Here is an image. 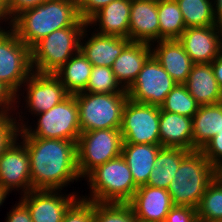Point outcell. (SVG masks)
<instances>
[{"mask_svg": "<svg viewBox=\"0 0 222 222\" xmlns=\"http://www.w3.org/2000/svg\"><path fill=\"white\" fill-rule=\"evenodd\" d=\"M30 157L33 190H59L78 180L77 142L63 139L21 137Z\"/></svg>", "mask_w": 222, "mask_h": 222, "instance_id": "cell-1", "label": "cell"}, {"mask_svg": "<svg viewBox=\"0 0 222 222\" xmlns=\"http://www.w3.org/2000/svg\"><path fill=\"white\" fill-rule=\"evenodd\" d=\"M11 29L30 49L55 30L67 27H87L81 20L76 0H46L34 8L19 13Z\"/></svg>", "mask_w": 222, "mask_h": 222, "instance_id": "cell-2", "label": "cell"}, {"mask_svg": "<svg viewBox=\"0 0 222 222\" xmlns=\"http://www.w3.org/2000/svg\"><path fill=\"white\" fill-rule=\"evenodd\" d=\"M216 178V168L200 150L191 151L182 161L168 185L174 206L197 209L208 185Z\"/></svg>", "mask_w": 222, "mask_h": 222, "instance_id": "cell-3", "label": "cell"}, {"mask_svg": "<svg viewBox=\"0 0 222 222\" xmlns=\"http://www.w3.org/2000/svg\"><path fill=\"white\" fill-rule=\"evenodd\" d=\"M87 179L91 196L83 198L98 203H128L138 188L122 155L98 166Z\"/></svg>", "mask_w": 222, "mask_h": 222, "instance_id": "cell-4", "label": "cell"}, {"mask_svg": "<svg viewBox=\"0 0 222 222\" xmlns=\"http://www.w3.org/2000/svg\"><path fill=\"white\" fill-rule=\"evenodd\" d=\"M86 27H67L53 31L31 48L33 72L54 74L80 51Z\"/></svg>", "mask_w": 222, "mask_h": 222, "instance_id": "cell-5", "label": "cell"}, {"mask_svg": "<svg viewBox=\"0 0 222 222\" xmlns=\"http://www.w3.org/2000/svg\"><path fill=\"white\" fill-rule=\"evenodd\" d=\"M75 97L81 132L121 128L127 93L81 92L75 94Z\"/></svg>", "mask_w": 222, "mask_h": 222, "instance_id": "cell-6", "label": "cell"}, {"mask_svg": "<svg viewBox=\"0 0 222 222\" xmlns=\"http://www.w3.org/2000/svg\"><path fill=\"white\" fill-rule=\"evenodd\" d=\"M37 115L39 118L36 130L31 129L30 126L22 122H16L19 129L17 136L63 139L78 142L81 128L75 95H68L49 111Z\"/></svg>", "mask_w": 222, "mask_h": 222, "instance_id": "cell-7", "label": "cell"}, {"mask_svg": "<svg viewBox=\"0 0 222 222\" xmlns=\"http://www.w3.org/2000/svg\"><path fill=\"white\" fill-rule=\"evenodd\" d=\"M123 136L120 128L81 132L77 142V168L80 178L98 166L121 155Z\"/></svg>", "mask_w": 222, "mask_h": 222, "instance_id": "cell-8", "label": "cell"}, {"mask_svg": "<svg viewBox=\"0 0 222 222\" xmlns=\"http://www.w3.org/2000/svg\"><path fill=\"white\" fill-rule=\"evenodd\" d=\"M0 28V81L18 97L21 85L33 73L31 49L10 28Z\"/></svg>", "mask_w": 222, "mask_h": 222, "instance_id": "cell-9", "label": "cell"}, {"mask_svg": "<svg viewBox=\"0 0 222 222\" xmlns=\"http://www.w3.org/2000/svg\"><path fill=\"white\" fill-rule=\"evenodd\" d=\"M160 107L128 98L122 116L123 143L160 144Z\"/></svg>", "mask_w": 222, "mask_h": 222, "instance_id": "cell-10", "label": "cell"}, {"mask_svg": "<svg viewBox=\"0 0 222 222\" xmlns=\"http://www.w3.org/2000/svg\"><path fill=\"white\" fill-rule=\"evenodd\" d=\"M176 84L173 78L151 55L126 92L128 98L132 101L160 107Z\"/></svg>", "mask_w": 222, "mask_h": 222, "instance_id": "cell-11", "label": "cell"}, {"mask_svg": "<svg viewBox=\"0 0 222 222\" xmlns=\"http://www.w3.org/2000/svg\"><path fill=\"white\" fill-rule=\"evenodd\" d=\"M18 136L0 156V185L8 192L23 189L32 191L30 157L26 146L17 142ZM20 144V145H19ZM19 188V189H18Z\"/></svg>", "mask_w": 222, "mask_h": 222, "instance_id": "cell-12", "label": "cell"}, {"mask_svg": "<svg viewBox=\"0 0 222 222\" xmlns=\"http://www.w3.org/2000/svg\"><path fill=\"white\" fill-rule=\"evenodd\" d=\"M58 192L45 189L23 194L20 201L28 208L32 222H62L65 212L77 199V195L72 193L64 196Z\"/></svg>", "mask_w": 222, "mask_h": 222, "instance_id": "cell-13", "label": "cell"}, {"mask_svg": "<svg viewBox=\"0 0 222 222\" xmlns=\"http://www.w3.org/2000/svg\"><path fill=\"white\" fill-rule=\"evenodd\" d=\"M178 41L194 64L211 63L222 52V27L186 28Z\"/></svg>", "mask_w": 222, "mask_h": 222, "instance_id": "cell-14", "label": "cell"}, {"mask_svg": "<svg viewBox=\"0 0 222 222\" xmlns=\"http://www.w3.org/2000/svg\"><path fill=\"white\" fill-rule=\"evenodd\" d=\"M24 84L27 87L26 106L35 115L49 111L69 95L54 74L33 72Z\"/></svg>", "mask_w": 222, "mask_h": 222, "instance_id": "cell-15", "label": "cell"}, {"mask_svg": "<svg viewBox=\"0 0 222 222\" xmlns=\"http://www.w3.org/2000/svg\"><path fill=\"white\" fill-rule=\"evenodd\" d=\"M137 220L143 222H165L174 206L166 189L143 185L137 188L128 202Z\"/></svg>", "mask_w": 222, "mask_h": 222, "instance_id": "cell-16", "label": "cell"}, {"mask_svg": "<svg viewBox=\"0 0 222 222\" xmlns=\"http://www.w3.org/2000/svg\"><path fill=\"white\" fill-rule=\"evenodd\" d=\"M129 39L150 45L159 41L158 0H131Z\"/></svg>", "mask_w": 222, "mask_h": 222, "instance_id": "cell-17", "label": "cell"}, {"mask_svg": "<svg viewBox=\"0 0 222 222\" xmlns=\"http://www.w3.org/2000/svg\"><path fill=\"white\" fill-rule=\"evenodd\" d=\"M152 55L177 84H184L193 66L191 58L178 39L160 40Z\"/></svg>", "mask_w": 222, "mask_h": 222, "instance_id": "cell-18", "label": "cell"}, {"mask_svg": "<svg viewBox=\"0 0 222 222\" xmlns=\"http://www.w3.org/2000/svg\"><path fill=\"white\" fill-rule=\"evenodd\" d=\"M130 12L131 0H114L94 14L87 25L95 26L98 22L97 33L129 39Z\"/></svg>", "mask_w": 222, "mask_h": 222, "instance_id": "cell-19", "label": "cell"}, {"mask_svg": "<svg viewBox=\"0 0 222 222\" xmlns=\"http://www.w3.org/2000/svg\"><path fill=\"white\" fill-rule=\"evenodd\" d=\"M151 46L130 41L115 59L111 68L117 81L125 90L132 85L146 60L152 55Z\"/></svg>", "mask_w": 222, "mask_h": 222, "instance_id": "cell-20", "label": "cell"}, {"mask_svg": "<svg viewBox=\"0 0 222 222\" xmlns=\"http://www.w3.org/2000/svg\"><path fill=\"white\" fill-rule=\"evenodd\" d=\"M84 43L80 42V51L90 61L92 66L111 68L115 59L121 54L130 39L120 36L91 34Z\"/></svg>", "mask_w": 222, "mask_h": 222, "instance_id": "cell-21", "label": "cell"}, {"mask_svg": "<svg viewBox=\"0 0 222 222\" xmlns=\"http://www.w3.org/2000/svg\"><path fill=\"white\" fill-rule=\"evenodd\" d=\"M160 145L193 151L192 118L160 109Z\"/></svg>", "mask_w": 222, "mask_h": 222, "instance_id": "cell-22", "label": "cell"}, {"mask_svg": "<svg viewBox=\"0 0 222 222\" xmlns=\"http://www.w3.org/2000/svg\"><path fill=\"white\" fill-rule=\"evenodd\" d=\"M161 147L160 144L123 143L121 155L128 164L137 187L147 184Z\"/></svg>", "mask_w": 222, "mask_h": 222, "instance_id": "cell-23", "label": "cell"}, {"mask_svg": "<svg viewBox=\"0 0 222 222\" xmlns=\"http://www.w3.org/2000/svg\"><path fill=\"white\" fill-rule=\"evenodd\" d=\"M184 85L200 106L218 103L221 88L211 63L193 64Z\"/></svg>", "mask_w": 222, "mask_h": 222, "instance_id": "cell-24", "label": "cell"}, {"mask_svg": "<svg viewBox=\"0 0 222 222\" xmlns=\"http://www.w3.org/2000/svg\"><path fill=\"white\" fill-rule=\"evenodd\" d=\"M190 152L180 147H161L146 185L167 190L181 161Z\"/></svg>", "mask_w": 222, "mask_h": 222, "instance_id": "cell-25", "label": "cell"}, {"mask_svg": "<svg viewBox=\"0 0 222 222\" xmlns=\"http://www.w3.org/2000/svg\"><path fill=\"white\" fill-rule=\"evenodd\" d=\"M220 132H222V107L218 103L200 106L192 118L193 151L201 150Z\"/></svg>", "mask_w": 222, "mask_h": 222, "instance_id": "cell-26", "label": "cell"}, {"mask_svg": "<svg viewBox=\"0 0 222 222\" xmlns=\"http://www.w3.org/2000/svg\"><path fill=\"white\" fill-rule=\"evenodd\" d=\"M92 71V64L81 51L73 55L54 75L69 95L84 92Z\"/></svg>", "mask_w": 222, "mask_h": 222, "instance_id": "cell-27", "label": "cell"}, {"mask_svg": "<svg viewBox=\"0 0 222 222\" xmlns=\"http://www.w3.org/2000/svg\"><path fill=\"white\" fill-rule=\"evenodd\" d=\"M159 41L178 39L186 30L176 0H158Z\"/></svg>", "mask_w": 222, "mask_h": 222, "instance_id": "cell-28", "label": "cell"}, {"mask_svg": "<svg viewBox=\"0 0 222 222\" xmlns=\"http://www.w3.org/2000/svg\"><path fill=\"white\" fill-rule=\"evenodd\" d=\"M186 28L217 25L212 0H176Z\"/></svg>", "mask_w": 222, "mask_h": 222, "instance_id": "cell-29", "label": "cell"}, {"mask_svg": "<svg viewBox=\"0 0 222 222\" xmlns=\"http://www.w3.org/2000/svg\"><path fill=\"white\" fill-rule=\"evenodd\" d=\"M200 105L190 95L184 84H176L165 97L160 109L170 113H177L190 118L198 112Z\"/></svg>", "mask_w": 222, "mask_h": 222, "instance_id": "cell-30", "label": "cell"}, {"mask_svg": "<svg viewBox=\"0 0 222 222\" xmlns=\"http://www.w3.org/2000/svg\"><path fill=\"white\" fill-rule=\"evenodd\" d=\"M196 211L198 220H222V182L217 177L208 185Z\"/></svg>", "mask_w": 222, "mask_h": 222, "instance_id": "cell-31", "label": "cell"}, {"mask_svg": "<svg viewBox=\"0 0 222 222\" xmlns=\"http://www.w3.org/2000/svg\"><path fill=\"white\" fill-rule=\"evenodd\" d=\"M84 92L88 93H127L117 81L112 68L92 66L91 75Z\"/></svg>", "mask_w": 222, "mask_h": 222, "instance_id": "cell-32", "label": "cell"}, {"mask_svg": "<svg viewBox=\"0 0 222 222\" xmlns=\"http://www.w3.org/2000/svg\"><path fill=\"white\" fill-rule=\"evenodd\" d=\"M93 222H137L128 203H98L94 201Z\"/></svg>", "mask_w": 222, "mask_h": 222, "instance_id": "cell-33", "label": "cell"}, {"mask_svg": "<svg viewBox=\"0 0 222 222\" xmlns=\"http://www.w3.org/2000/svg\"><path fill=\"white\" fill-rule=\"evenodd\" d=\"M94 201L77 198L67 209L62 222H93Z\"/></svg>", "mask_w": 222, "mask_h": 222, "instance_id": "cell-34", "label": "cell"}, {"mask_svg": "<svg viewBox=\"0 0 222 222\" xmlns=\"http://www.w3.org/2000/svg\"><path fill=\"white\" fill-rule=\"evenodd\" d=\"M11 117L10 114L0 113V156L18 134L16 121L21 120Z\"/></svg>", "mask_w": 222, "mask_h": 222, "instance_id": "cell-35", "label": "cell"}, {"mask_svg": "<svg viewBox=\"0 0 222 222\" xmlns=\"http://www.w3.org/2000/svg\"><path fill=\"white\" fill-rule=\"evenodd\" d=\"M208 161L217 169L222 165V132L217 133L200 150Z\"/></svg>", "mask_w": 222, "mask_h": 222, "instance_id": "cell-36", "label": "cell"}, {"mask_svg": "<svg viewBox=\"0 0 222 222\" xmlns=\"http://www.w3.org/2000/svg\"><path fill=\"white\" fill-rule=\"evenodd\" d=\"M112 1L114 0H76L80 19L87 22L94 14Z\"/></svg>", "mask_w": 222, "mask_h": 222, "instance_id": "cell-37", "label": "cell"}, {"mask_svg": "<svg viewBox=\"0 0 222 222\" xmlns=\"http://www.w3.org/2000/svg\"><path fill=\"white\" fill-rule=\"evenodd\" d=\"M165 222H198L197 211L188 206H173Z\"/></svg>", "mask_w": 222, "mask_h": 222, "instance_id": "cell-38", "label": "cell"}, {"mask_svg": "<svg viewBox=\"0 0 222 222\" xmlns=\"http://www.w3.org/2000/svg\"><path fill=\"white\" fill-rule=\"evenodd\" d=\"M46 0H6V6L12 20L24 10L34 8Z\"/></svg>", "mask_w": 222, "mask_h": 222, "instance_id": "cell-39", "label": "cell"}, {"mask_svg": "<svg viewBox=\"0 0 222 222\" xmlns=\"http://www.w3.org/2000/svg\"><path fill=\"white\" fill-rule=\"evenodd\" d=\"M15 100L16 95L0 81V113L10 114L8 111L14 110L12 107L16 108L14 105L17 104L18 101Z\"/></svg>", "mask_w": 222, "mask_h": 222, "instance_id": "cell-40", "label": "cell"}, {"mask_svg": "<svg viewBox=\"0 0 222 222\" xmlns=\"http://www.w3.org/2000/svg\"><path fill=\"white\" fill-rule=\"evenodd\" d=\"M6 219V222H32L28 208L21 201L9 211Z\"/></svg>", "mask_w": 222, "mask_h": 222, "instance_id": "cell-41", "label": "cell"}, {"mask_svg": "<svg viewBox=\"0 0 222 222\" xmlns=\"http://www.w3.org/2000/svg\"><path fill=\"white\" fill-rule=\"evenodd\" d=\"M215 78L222 88V52L211 62Z\"/></svg>", "mask_w": 222, "mask_h": 222, "instance_id": "cell-42", "label": "cell"}, {"mask_svg": "<svg viewBox=\"0 0 222 222\" xmlns=\"http://www.w3.org/2000/svg\"><path fill=\"white\" fill-rule=\"evenodd\" d=\"M212 3L215 21L217 25L222 27V0H214Z\"/></svg>", "mask_w": 222, "mask_h": 222, "instance_id": "cell-43", "label": "cell"}, {"mask_svg": "<svg viewBox=\"0 0 222 222\" xmlns=\"http://www.w3.org/2000/svg\"><path fill=\"white\" fill-rule=\"evenodd\" d=\"M7 19L9 21L10 19V24H11V17L10 14L8 12L7 6H6V0H0V21ZM1 28V26H0Z\"/></svg>", "mask_w": 222, "mask_h": 222, "instance_id": "cell-44", "label": "cell"}, {"mask_svg": "<svg viewBox=\"0 0 222 222\" xmlns=\"http://www.w3.org/2000/svg\"><path fill=\"white\" fill-rule=\"evenodd\" d=\"M9 192L0 185V206L4 203Z\"/></svg>", "mask_w": 222, "mask_h": 222, "instance_id": "cell-45", "label": "cell"}, {"mask_svg": "<svg viewBox=\"0 0 222 222\" xmlns=\"http://www.w3.org/2000/svg\"><path fill=\"white\" fill-rule=\"evenodd\" d=\"M216 177L222 182V165L216 169Z\"/></svg>", "mask_w": 222, "mask_h": 222, "instance_id": "cell-46", "label": "cell"}, {"mask_svg": "<svg viewBox=\"0 0 222 222\" xmlns=\"http://www.w3.org/2000/svg\"><path fill=\"white\" fill-rule=\"evenodd\" d=\"M218 104L222 107V88L220 90V97H219V100H218Z\"/></svg>", "mask_w": 222, "mask_h": 222, "instance_id": "cell-47", "label": "cell"}, {"mask_svg": "<svg viewBox=\"0 0 222 222\" xmlns=\"http://www.w3.org/2000/svg\"><path fill=\"white\" fill-rule=\"evenodd\" d=\"M198 222H222V220H215V221L198 220Z\"/></svg>", "mask_w": 222, "mask_h": 222, "instance_id": "cell-48", "label": "cell"}]
</instances>
